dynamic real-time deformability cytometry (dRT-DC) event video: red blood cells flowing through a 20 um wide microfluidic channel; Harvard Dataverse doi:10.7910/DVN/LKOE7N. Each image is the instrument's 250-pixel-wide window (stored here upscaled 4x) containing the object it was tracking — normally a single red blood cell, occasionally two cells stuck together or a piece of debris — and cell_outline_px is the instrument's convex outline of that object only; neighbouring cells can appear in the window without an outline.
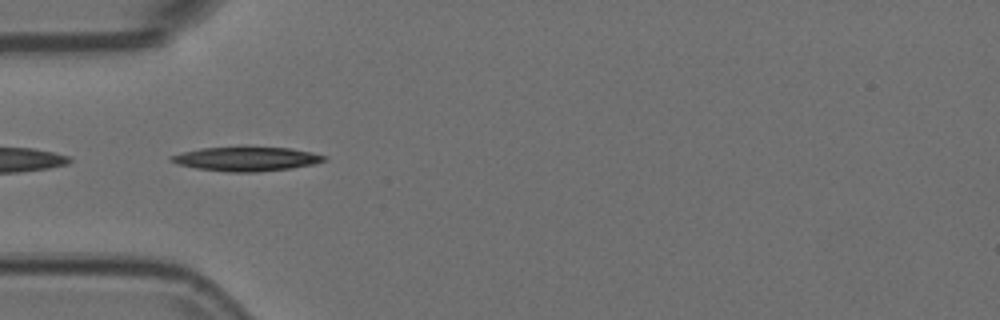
{"species": "Egyptian fruit bat (a non-hibernating species)", "species_latin": "Rousettus aegyptiacus", "temperature_condition": "room temperature", "stored_images_in_passage": 39, "camera_frame_rate_fps": 3000, "um_per_image_px": 0.085, "animal": {"sex": "female"}, "frame": {"image": 1, "passage_image": 1, "time_ms": 0.0, "image_size_px": [1000, 320], "cell_outline_px": [[324, 160], [312, 164], [292, 168], [256, 172], [228, 172], [196, 168], [176, 164], [168, 160], [168, 156], [200, 148], [292, 148], [312, 152], [324, 156]], "centroid_in_image_um": [20.88, 13.52], "position_along_channel_um": 64.1, "area_um2": 21.15}}
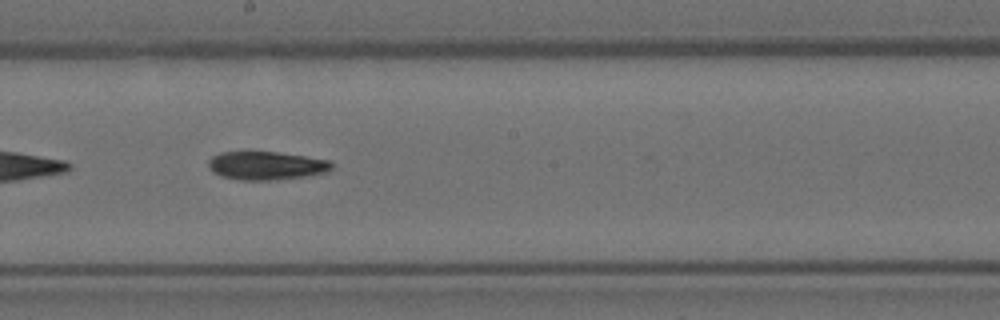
{"frame": {"image": 2, "passage_image": 14, "time_ms": 4.333, "image_size_px": [1000, 320], "cell_outline_px": [[332, 168], [328, 172], [304, 176], [276, 180], [240, 180], [220, 176], [212, 172], [208, 168], [208, 160], [212, 156], [220, 152], [276, 152], [332, 160]], "centroid_in_image_um": [22.61, 14.08], "position_along_channel_um": 225.6, "area_um2": 20.52}}
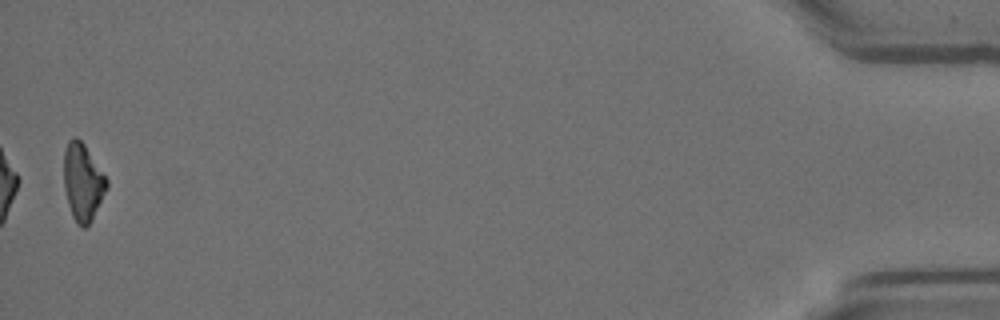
{"frame": {"image": 3, "passage_image": 38, "time_ms": 12.333, "image_size_px": [1000, 320], "cell_outline_px": [[108, 188], [88, 224], [84, 228], [76, 224], [72, 216], [68, 204], [64, 188], [64, 148], [68, 140], [72, 136], [76, 136], [84, 144], [108, 180]], "centroid_in_image_um": [7.01, 15.44], "position_along_channel_um": 428.2, "area_um2": 19.19}}